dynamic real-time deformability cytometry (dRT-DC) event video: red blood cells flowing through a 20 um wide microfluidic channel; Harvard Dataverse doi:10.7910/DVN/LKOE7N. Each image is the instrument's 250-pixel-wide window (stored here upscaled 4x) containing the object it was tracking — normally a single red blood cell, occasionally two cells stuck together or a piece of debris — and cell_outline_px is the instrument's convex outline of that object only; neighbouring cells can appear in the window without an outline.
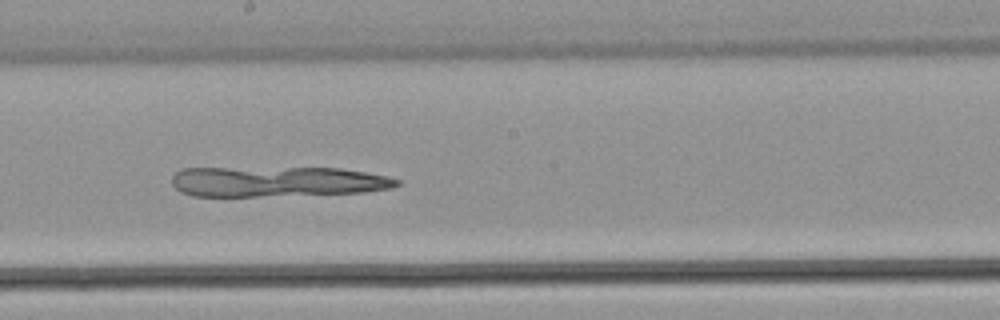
{"species": "common noctule bat (a hibernating species)", "species_latin": "Nyctalus noctula", "temperature_condition": "warm", "stored_images_in_passage": 53, "camera_frame_rate_fps": 3000, "um_per_image_px": 0.085, "animal": {"sex": "male", "body_mass_g": 21.5, "forearm_length_mm": 52.0}, "frame": {"image": 1, "passage_image": 30, "time_ms": 9.667, "image_size_px": [1000, 320], "cell_outline_px": [[400, 184], [392, 188], [364, 192], [256, 196], [192, 196], [180, 192], [172, 184], [172, 176], [176, 172], [184, 168], [340, 168], [388, 176], [400, 180]], "centroid_in_image_um": [23.55, 15.43], "position_along_channel_um": 224.7, "area_um2": 39.59}}